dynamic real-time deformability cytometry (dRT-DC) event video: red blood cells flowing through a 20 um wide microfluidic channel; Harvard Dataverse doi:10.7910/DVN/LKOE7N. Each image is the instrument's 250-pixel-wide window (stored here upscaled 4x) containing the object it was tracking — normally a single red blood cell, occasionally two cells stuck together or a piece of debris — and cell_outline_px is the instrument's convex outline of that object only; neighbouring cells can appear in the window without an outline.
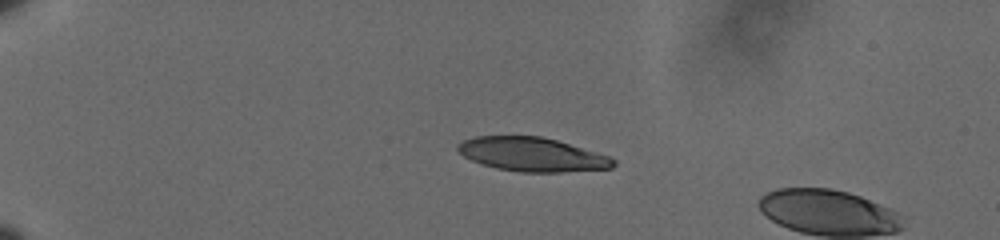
{"species": "human", "species_latin": "Homo sapiens", "temperature_condition": "cold", "stored_images_in_passage": 8, "camera_frame_rate_fps": 3000, "um_per_image_px": 0.085, "donor": {"sex": "male"}, "frame": {"image": 1, "passage_image": 6, "time_ms": 1.667, "image_size_px": [1000, 240], "cell_outline_px": [[616, 164], [612, 168], [560, 172], [520, 172], [496, 168], [472, 160], [464, 156], [456, 148], [456, 144], [464, 140], [476, 136], [540, 136], [556, 140], [596, 152], [608, 156], [616, 160]], "centroid_in_image_um": [45.22, 13.13], "position_along_channel_um": 39.8, "area_um2": 30.52}}